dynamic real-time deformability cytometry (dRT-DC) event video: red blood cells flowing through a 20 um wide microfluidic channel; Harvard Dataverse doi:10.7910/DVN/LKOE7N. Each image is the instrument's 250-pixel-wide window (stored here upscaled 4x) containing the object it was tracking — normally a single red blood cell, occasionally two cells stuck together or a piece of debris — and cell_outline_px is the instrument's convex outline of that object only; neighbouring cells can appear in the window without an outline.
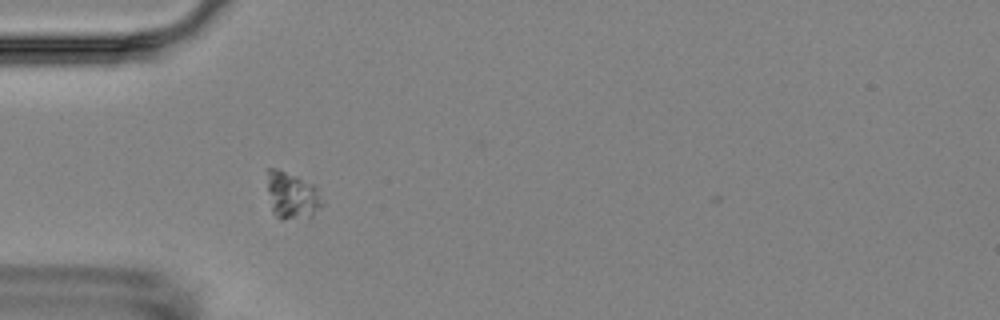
{"species": "Egyptian fruit bat (a non-hibernating species)", "species_latin": "Rousettus aegyptiacus", "temperature_condition": "room temperature", "stored_images_in_passage": 2, "camera_frame_rate_fps": 3000, "um_per_image_px": 0.085, "animal": {"sex": "female"}, "frame": {"image": 1, "passage_image": 1, "time_ms": 0.0, "image_size_px": [1000, 320], "cell_outline_px": [[324, 204], [308, 220], [280, 220], [272, 212], [268, 192], [268, 168], [276, 168], [316, 184]], "centroid_in_image_um": [24.86, 16.67], "position_along_channel_um": 60.1, "area_um2": 15.55}}